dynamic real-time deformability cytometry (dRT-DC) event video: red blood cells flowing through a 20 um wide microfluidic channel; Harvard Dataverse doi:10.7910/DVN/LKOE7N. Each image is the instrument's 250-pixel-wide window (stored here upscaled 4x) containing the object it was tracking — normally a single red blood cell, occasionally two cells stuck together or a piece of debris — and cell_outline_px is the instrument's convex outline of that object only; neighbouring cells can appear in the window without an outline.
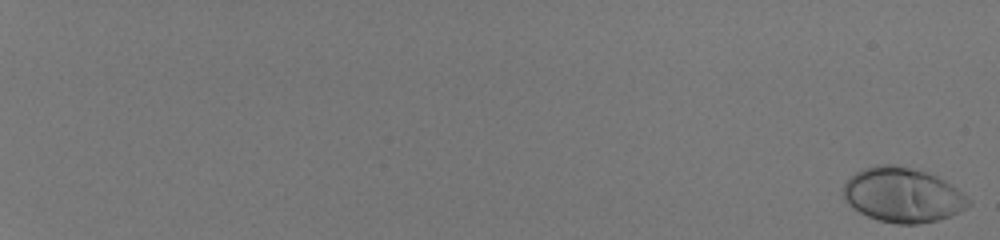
{"species": "human", "species_latin": "Homo sapiens", "temperature_condition": "room temperature", "stored_images_in_passage": 56, "camera_frame_rate_fps": 3000, "um_per_image_px": 0.085, "donor": {"sex": "male"}, "frame": {"image": 1, "passage_image": 1, "time_ms": 0.0, "image_size_px": [1000, 240], "cell_outline_px": [[972, 204], [948, 216], [936, 220], [916, 224], [896, 224], [880, 220], [868, 216], [860, 212], [844, 200], [844, 184], [856, 172], [864, 168], [880, 164], [896, 164], [924, 172], [936, 176], [944, 180], [968, 196], [972, 200]], "centroid_in_image_um": [76.73, 16.57], "position_along_channel_um": 8.3, "area_um2": 39.42}}
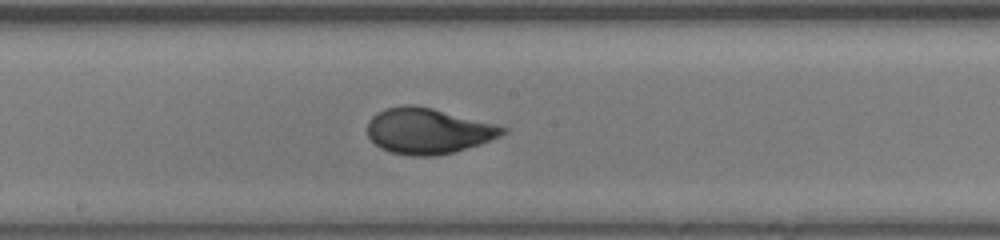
{"frame": {"image": 2, "passage_image": 37, "time_ms": 12.0, "image_size_px": [1000, 240], "cell_outline_px": [[508, 132], [500, 136], [480, 144], [452, 152], [436, 156], [412, 156], [392, 152], [380, 148], [368, 136], [368, 120], [376, 112], [384, 108], [404, 104], [412, 104], [432, 108], [496, 124], [508, 128]], "centroid_in_image_um": [36.38, 11.12], "position_along_channel_um": 211.8, "area_um2": 36.07}}
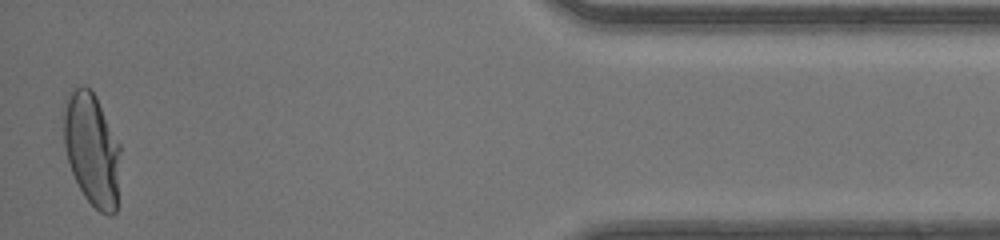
{"frame": {"image": 3, "passage_image": 56, "time_ms": 18.333, "image_size_px": [1000, 240], "cell_outline_px": [[120, 152], [116, 212], [112, 216], [108, 216], [100, 212], [84, 196], [72, 172], [68, 160], [64, 144], [64, 112], [68, 92], [84, 84], [96, 96], [120, 144]], "centroid_in_image_um": [7.82, 12.7], "position_along_channel_um": 427.4, "area_um2": 37.05}, "authors_computed_cell_mechanics": {"area_um2": 36.0094, "velocity_mm_per_s": 4.1787, "shape_relaxation_time_tau1_ms": 4.5322, "shape_relaxation_time_tau2_ms": null, "deformation_change_tau1": 0.208, "deformation_change_tau2": null}}